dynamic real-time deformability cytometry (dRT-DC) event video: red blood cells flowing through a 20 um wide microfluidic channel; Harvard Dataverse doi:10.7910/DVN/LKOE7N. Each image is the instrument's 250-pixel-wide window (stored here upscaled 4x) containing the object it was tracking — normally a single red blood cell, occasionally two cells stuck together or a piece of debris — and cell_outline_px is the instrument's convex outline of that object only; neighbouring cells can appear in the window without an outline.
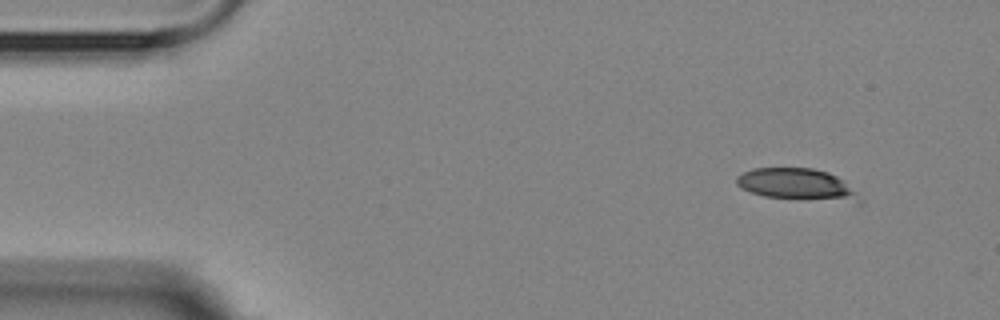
{"species": "Egyptian fruit bat (a non-hibernating species)", "species_latin": "Rousettus aegyptiacus", "temperature_condition": "room temperature", "stored_images_in_passage": 4, "camera_frame_rate_fps": 3000, "um_per_image_px": 0.085, "animal": {"sex": "female"}, "frame": {"image": 1, "passage_image": 1, "time_ms": 0.0, "image_size_px": [1000, 320], "cell_outline_px": [[864, 200], [860, 204], [764, 196], [740, 188], [736, 184], [736, 176], [752, 168], [812, 168], [828, 172], [844, 180]], "centroid_in_image_um": [67.83, 15.7], "position_along_channel_um": 17.2, "area_um2": 23.06}}
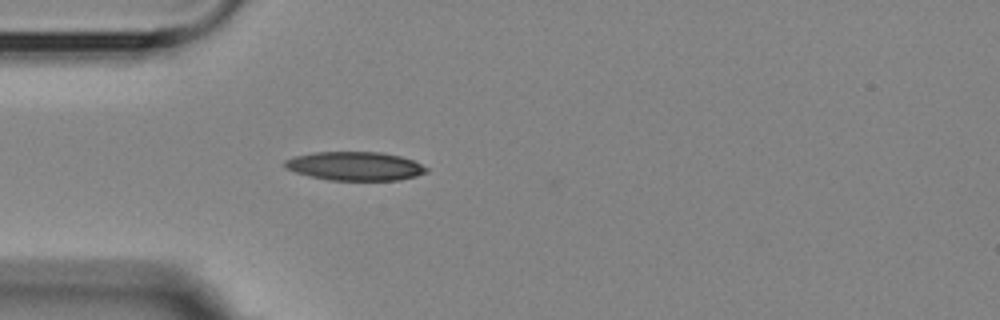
{"frame": {"image": 2, "passage_image": 4, "time_ms": 3.333, "image_size_px": [1000, 320], "cell_outline_px": [[428, 172], [416, 176], [400, 180], [328, 180], [296, 172], [284, 168], [284, 160], [292, 156], [312, 152], [380, 152], [400, 156], [412, 160], [428, 168]], "centroid_in_image_um": [30.15, 14.11], "position_along_channel_um": 54.9, "area_um2": 23.76}}